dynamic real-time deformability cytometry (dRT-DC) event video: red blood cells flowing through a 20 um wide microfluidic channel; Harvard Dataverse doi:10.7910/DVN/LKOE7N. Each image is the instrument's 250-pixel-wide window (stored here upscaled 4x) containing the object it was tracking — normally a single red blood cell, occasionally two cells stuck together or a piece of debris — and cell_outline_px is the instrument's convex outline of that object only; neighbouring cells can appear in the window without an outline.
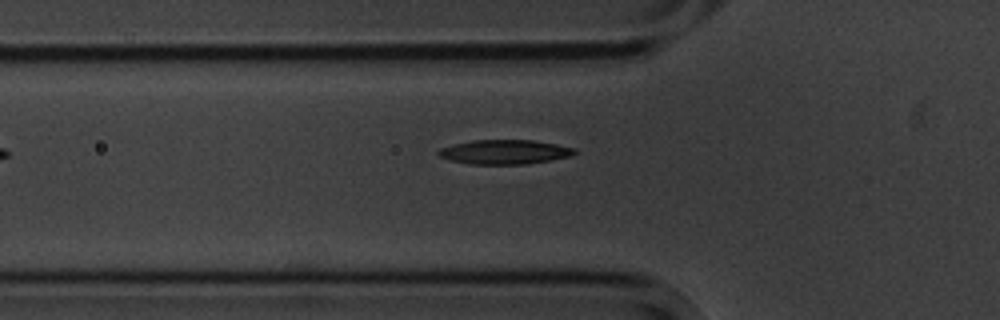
{"species": "common noctule bat (a hibernating species)", "species_latin": "Nyctalus noctula", "temperature_condition": "cold", "stored_images_in_passage": 5, "camera_frame_rate_fps": 3000, "um_per_image_px": 0.085, "animal": {"sex": "male", "body_mass_g": 20.1, "forearm_length_mm": 53.5}, "frame": {"image": 1, "passage_image": 5, "time_ms": 5.333, "image_size_px": [1000, 320], "cell_outline_px": [[576, 152], [572, 156], [552, 160], [528, 164], [468, 164], [452, 160], [440, 156], [436, 152], [440, 148], [472, 140], [532, 140], [556, 144], [576, 148]], "centroid_in_image_um": [42.94, 12.92], "position_along_channel_um": 82.9, "area_um2": 19.31}}